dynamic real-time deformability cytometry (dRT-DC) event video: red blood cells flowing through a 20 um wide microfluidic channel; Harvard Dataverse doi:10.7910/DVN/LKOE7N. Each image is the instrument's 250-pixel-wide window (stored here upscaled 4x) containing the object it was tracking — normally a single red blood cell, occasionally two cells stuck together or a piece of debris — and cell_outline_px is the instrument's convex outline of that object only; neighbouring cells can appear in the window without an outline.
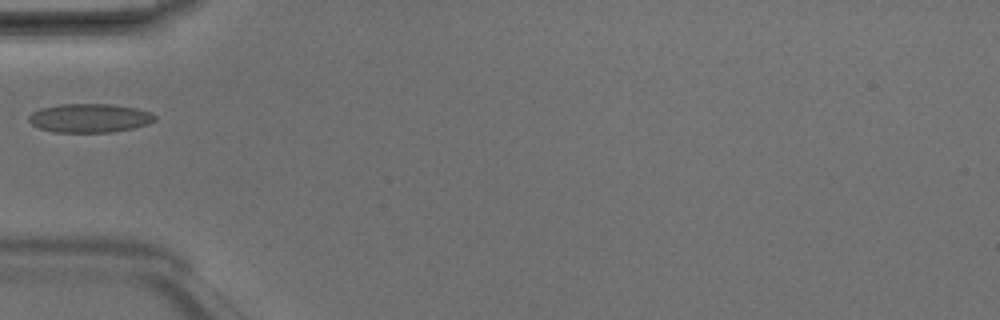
{"species": "Egyptian fruit bat (a non-hibernating species)", "species_latin": "Rousettus aegyptiacus", "temperature_condition": "room temperature", "stored_images_in_passage": 6, "camera_frame_rate_fps": 3000, "um_per_image_px": 0.085, "animal": {"sex": "male"}, "frame": {"image": 1, "passage_image": 5, "time_ms": 1.333, "image_size_px": [1000, 320], "cell_outline_px": [[156, 120], [148, 124], [132, 128], [112, 132], [56, 132], [40, 128], [32, 124], [28, 120], [28, 116], [32, 112], [40, 108], [60, 104], [108, 104], [136, 108], [152, 112], [156, 116]], "centroid_in_image_um": [7.63, 10.03], "position_along_channel_um": 77.4, "area_um2": 21.15}}